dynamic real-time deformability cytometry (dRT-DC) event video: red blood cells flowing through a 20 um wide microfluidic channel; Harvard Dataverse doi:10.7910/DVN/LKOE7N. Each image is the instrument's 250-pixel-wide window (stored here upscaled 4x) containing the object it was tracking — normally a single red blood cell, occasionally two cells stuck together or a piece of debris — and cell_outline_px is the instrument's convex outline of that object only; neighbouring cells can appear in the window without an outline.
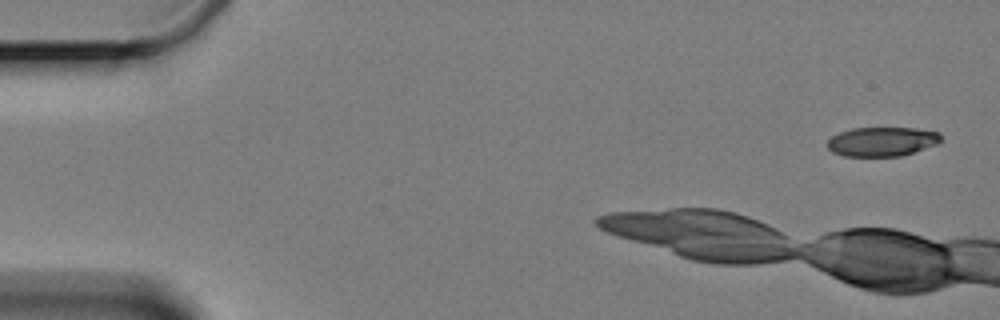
{"species": "Egyptian fruit bat (a non-hibernating species)", "species_latin": "Rousettus aegyptiacus", "temperature_condition": "cold", "stored_images_in_passage": 4, "camera_frame_rate_fps": 3000, "um_per_image_px": 0.085, "animal": {"sex": "female"}, "frame": {"image": 1, "passage_image": 1, "time_ms": 0.0, "image_size_px": [1000, 320], "cell_outline_px": [[940, 140], [936, 144], [900, 156], [844, 156], [832, 152], [828, 148], [828, 140], [832, 136], [840, 132], [852, 128], [916, 128], [940, 132]], "centroid_in_image_um": [74.95, 12.03], "position_along_channel_um": 10.1, "area_um2": 19.19}}